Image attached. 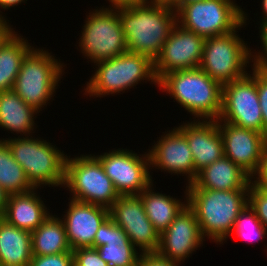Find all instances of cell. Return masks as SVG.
Segmentation results:
<instances>
[{
  "label": "cell",
  "mask_w": 267,
  "mask_h": 266,
  "mask_svg": "<svg viewBox=\"0 0 267 266\" xmlns=\"http://www.w3.org/2000/svg\"><path fill=\"white\" fill-rule=\"evenodd\" d=\"M130 52L146 55L153 61L177 23L172 6L148 2L117 9Z\"/></svg>",
  "instance_id": "cell-1"
},
{
  "label": "cell",
  "mask_w": 267,
  "mask_h": 266,
  "mask_svg": "<svg viewBox=\"0 0 267 266\" xmlns=\"http://www.w3.org/2000/svg\"><path fill=\"white\" fill-rule=\"evenodd\" d=\"M186 190L187 205L196 215L202 236L219 244L226 242L236 218L249 203V190Z\"/></svg>",
  "instance_id": "cell-2"
},
{
  "label": "cell",
  "mask_w": 267,
  "mask_h": 266,
  "mask_svg": "<svg viewBox=\"0 0 267 266\" xmlns=\"http://www.w3.org/2000/svg\"><path fill=\"white\" fill-rule=\"evenodd\" d=\"M158 87L169 93L195 120L219 119L223 85L199 67L165 74L158 81Z\"/></svg>",
  "instance_id": "cell-3"
},
{
  "label": "cell",
  "mask_w": 267,
  "mask_h": 266,
  "mask_svg": "<svg viewBox=\"0 0 267 266\" xmlns=\"http://www.w3.org/2000/svg\"><path fill=\"white\" fill-rule=\"evenodd\" d=\"M98 67L89 82L85 93L89 97H103L110 94L125 92L136 86L139 81L148 80L158 85L154 70V61L142 54L127 51L111 59L96 63Z\"/></svg>",
  "instance_id": "cell-4"
},
{
  "label": "cell",
  "mask_w": 267,
  "mask_h": 266,
  "mask_svg": "<svg viewBox=\"0 0 267 266\" xmlns=\"http://www.w3.org/2000/svg\"><path fill=\"white\" fill-rule=\"evenodd\" d=\"M9 146L13 158L22 166L35 188L64 186L67 154L49 141L32 136L0 139ZM51 185V186H50Z\"/></svg>",
  "instance_id": "cell-5"
},
{
  "label": "cell",
  "mask_w": 267,
  "mask_h": 266,
  "mask_svg": "<svg viewBox=\"0 0 267 266\" xmlns=\"http://www.w3.org/2000/svg\"><path fill=\"white\" fill-rule=\"evenodd\" d=\"M63 67V63L44 48H33L22 62L13 90L26 104L40 112L56 92L64 75Z\"/></svg>",
  "instance_id": "cell-6"
},
{
  "label": "cell",
  "mask_w": 267,
  "mask_h": 266,
  "mask_svg": "<svg viewBox=\"0 0 267 266\" xmlns=\"http://www.w3.org/2000/svg\"><path fill=\"white\" fill-rule=\"evenodd\" d=\"M247 14L243 11V23L231 33L205 38L199 68L222 85L244 77L247 64L252 62V49L237 35L246 25ZM246 67V68H245Z\"/></svg>",
  "instance_id": "cell-7"
},
{
  "label": "cell",
  "mask_w": 267,
  "mask_h": 266,
  "mask_svg": "<svg viewBox=\"0 0 267 266\" xmlns=\"http://www.w3.org/2000/svg\"><path fill=\"white\" fill-rule=\"evenodd\" d=\"M64 187L72 200L110 208L118 199L112 180L95 155L66 157Z\"/></svg>",
  "instance_id": "cell-8"
},
{
  "label": "cell",
  "mask_w": 267,
  "mask_h": 266,
  "mask_svg": "<svg viewBox=\"0 0 267 266\" xmlns=\"http://www.w3.org/2000/svg\"><path fill=\"white\" fill-rule=\"evenodd\" d=\"M176 21L204 38L220 36L243 23V9L234 0L193 1L176 11Z\"/></svg>",
  "instance_id": "cell-9"
},
{
  "label": "cell",
  "mask_w": 267,
  "mask_h": 266,
  "mask_svg": "<svg viewBox=\"0 0 267 266\" xmlns=\"http://www.w3.org/2000/svg\"><path fill=\"white\" fill-rule=\"evenodd\" d=\"M103 7L88 13L79 39L80 52L93 63L128 51L117 9Z\"/></svg>",
  "instance_id": "cell-10"
},
{
  "label": "cell",
  "mask_w": 267,
  "mask_h": 266,
  "mask_svg": "<svg viewBox=\"0 0 267 266\" xmlns=\"http://www.w3.org/2000/svg\"><path fill=\"white\" fill-rule=\"evenodd\" d=\"M252 71V74L247 73L242 78L223 84L219 119L264 134L256 69L252 68Z\"/></svg>",
  "instance_id": "cell-11"
},
{
  "label": "cell",
  "mask_w": 267,
  "mask_h": 266,
  "mask_svg": "<svg viewBox=\"0 0 267 266\" xmlns=\"http://www.w3.org/2000/svg\"><path fill=\"white\" fill-rule=\"evenodd\" d=\"M95 157L119 195H139L153 183L148 152L140 155L119 148Z\"/></svg>",
  "instance_id": "cell-12"
},
{
  "label": "cell",
  "mask_w": 267,
  "mask_h": 266,
  "mask_svg": "<svg viewBox=\"0 0 267 266\" xmlns=\"http://www.w3.org/2000/svg\"><path fill=\"white\" fill-rule=\"evenodd\" d=\"M109 218L123 229L141 254L156 253L160 233L147 218L139 195H119L109 208Z\"/></svg>",
  "instance_id": "cell-13"
},
{
  "label": "cell",
  "mask_w": 267,
  "mask_h": 266,
  "mask_svg": "<svg viewBox=\"0 0 267 266\" xmlns=\"http://www.w3.org/2000/svg\"><path fill=\"white\" fill-rule=\"evenodd\" d=\"M204 43L203 36L186 30L176 23L162 51L154 60V70L158 81L170 72L199 67Z\"/></svg>",
  "instance_id": "cell-14"
},
{
  "label": "cell",
  "mask_w": 267,
  "mask_h": 266,
  "mask_svg": "<svg viewBox=\"0 0 267 266\" xmlns=\"http://www.w3.org/2000/svg\"><path fill=\"white\" fill-rule=\"evenodd\" d=\"M199 223L194 211L186 205L173 222L160 233L156 254L162 258L181 264L203 246Z\"/></svg>",
  "instance_id": "cell-15"
},
{
  "label": "cell",
  "mask_w": 267,
  "mask_h": 266,
  "mask_svg": "<svg viewBox=\"0 0 267 266\" xmlns=\"http://www.w3.org/2000/svg\"><path fill=\"white\" fill-rule=\"evenodd\" d=\"M217 124L223 140L224 156L252 177L258 169L267 137L220 119H217Z\"/></svg>",
  "instance_id": "cell-16"
},
{
  "label": "cell",
  "mask_w": 267,
  "mask_h": 266,
  "mask_svg": "<svg viewBox=\"0 0 267 266\" xmlns=\"http://www.w3.org/2000/svg\"><path fill=\"white\" fill-rule=\"evenodd\" d=\"M157 143V144H156ZM148 149L150 168L161 169L174 175H186L188 185L194 181L193 155L185 135L177 128L164 135Z\"/></svg>",
  "instance_id": "cell-17"
},
{
  "label": "cell",
  "mask_w": 267,
  "mask_h": 266,
  "mask_svg": "<svg viewBox=\"0 0 267 266\" xmlns=\"http://www.w3.org/2000/svg\"><path fill=\"white\" fill-rule=\"evenodd\" d=\"M186 137L193 155L194 180L197 173L224 156L217 120H193L177 127Z\"/></svg>",
  "instance_id": "cell-18"
},
{
  "label": "cell",
  "mask_w": 267,
  "mask_h": 266,
  "mask_svg": "<svg viewBox=\"0 0 267 266\" xmlns=\"http://www.w3.org/2000/svg\"><path fill=\"white\" fill-rule=\"evenodd\" d=\"M63 224L71 250L93 247L100 225L109 217V209L100 205L69 199Z\"/></svg>",
  "instance_id": "cell-19"
},
{
  "label": "cell",
  "mask_w": 267,
  "mask_h": 266,
  "mask_svg": "<svg viewBox=\"0 0 267 266\" xmlns=\"http://www.w3.org/2000/svg\"><path fill=\"white\" fill-rule=\"evenodd\" d=\"M93 248L109 266H138L142 256L129 241L123 229L109 217L95 234Z\"/></svg>",
  "instance_id": "cell-20"
},
{
  "label": "cell",
  "mask_w": 267,
  "mask_h": 266,
  "mask_svg": "<svg viewBox=\"0 0 267 266\" xmlns=\"http://www.w3.org/2000/svg\"><path fill=\"white\" fill-rule=\"evenodd\" d=\"M251 177L233 161L223 156L201 169L186 189L249 190Z\"/></svg>",
  "instance_id": "cell-21"
},
{
  "label": "cell",
  "mask_w": 267,
  "mask_h": 266,
  "mask_svg": "<svg viewBox=\"0 0 267 266\" xmlns=\"http://www.w3.org/2000/svg\"><path fill=\"white\" fill-rule=\"evenodd\" d=\"M36 190L34 188L26 193L8 195L2 219L29 232L37 229L50 213Z\"/></svg>",
  "instance_id": "cell-22"
},
{
  "label": "cell",
  "mask_w": 267,
  "mask_h": 266,
  "mask_svg": "<svg viewBox=\"0 0 267 266\" xmlns=\"http://www.w3.org/2000/svg\"><path fill=\"white\" fill-rule=\"evenodd\" d=\"M38 111L26 104L14 90L0 91V127L13 133L30 136ZM35 116V117H34ZM35 118V119H34Z\"/></svg>",
  "instance_id": "cell-23"
},
{
  "label": "cell",
  "mask_w": 267,
  "mask_h": 266,
  "mask_svg": "<svg viewBox=\"0 0 267 266\" xmlns=\"http://www.w3.org/2000/svg\"><path fill=\"white\" fill-rule=\"evenodd\" d=\"M31 259V232L0 218V266H29Z\"/></svg>",
  "instance_id": "cell-24"
},
{
  "label": "cell",
  "mask_w": 267,
  "mask_h": 266,
  "mask_svg": "<svg viewBox=\"0 0 267 266\" xmlns=\"http://www.w3.org/2000/svg\"><path fill=\"white\" fill-rule=\"evenodd\" d=\"M11 30L0 42V91L12 90L25 56L34 48Z\"/></svg>",
  "instance_id": "cell-25"
},
{
  "label": "cell",
  "mask_w": 267,
  "mask_h": 266,
  "mask_svg": "<svg viewBox=\"0 0 267 266\" xmlns=\"http://www.w3.org/2000/svg\"><path fill=\"white\" fill-rule=\"evenodd\" d=\"M153 183H151L139 196L142 200L147 218L151 221L154 228L163 232L187 205V190H185L186 199L184 202L170 195L154 192Z\"/></svg>",
  "instance_id": "cell-26"
},
{
  "label": "cell",
  "mask_w": 267,
  "mask_h": 266,
  "mask_svg": "<svg viewBox=\"0 0 267 266\" xmlns=\"http://www.w3.org/2000/svg\"><path fill=\"white\" fill-rule=\"evenodd\" d=\"M55 216L50 214L37 229L31 232L32 256L73 252L62 219Z\"/></svg>",
  "instance_id": "cell-27"
},
{
  "label": "cell",
  "mask_w": 267,
  "mask_h": 266,
  "mask_svg": "<svg viewBox=\"0 0 267 266\" xmlns=\"http://www.w3.org/2000/svg\"><path fill=\"white\" fill-rule=\"evenodd\" d=\"M0 186L8 195L22 194L35 187L27 179L22 166L13 158L9 146L0 140Z\"/></svg>",
  "instance_id": "cell-28"
},
{
  "label": "cell",
  "mask_w": 267,
  "mask_h": 266,
  "mask_svg": "<svg viewBox=\"0 0 267 266\" xmlns=\"http://www.w3.org/2000/svg\"><path fill=\"white\" fill-rule=\"evenodd\" d=\"M237 235V238L247 241V243H256L267 236V229L258 219L256 212L248 204L238 215L234 222L231 234ZM261 239V240H260Z\"/></svg>",
  "instance_id": "cell-29"
},
{
  "label": "cell",
  "mask_w": 267,
  "mask_h": 266,
  "mask_svg": "<svg viewBox=\"0 0 267 266\" xmlns=\"http://www.w3.org/2000/svg\"><path fill=\"white\" fill-rule=\"evenodd\" d=\"M248 204L256 212L258 219L267 229V190L257 187L250 182Z\"/></svg>",
  "instance_id": "cell-30"
},
{
  "label": "cell",
  "mask_w": 267,
  "mask_h": 266,
  "mask_svg": "<svg viewBox=\"0 0 267 266\" xmlns=\"http://www.w3.org/2000/svg\"><path fill=\"white\" fill-rule=\"evenodd\" d=\"M73 266H109L101 257L96 248L82 247L73 250Z\"/></svg>",
  "instance_id": "cell-31"
},
{
  "label": "cell",
  "mask_w": 267,
  "mask_h": 266,
  "mask_svg": "<svg viewBox=\"0 0 267 266\" xmlns=\"http://www.w3.org/2000/svg\"><path fill=\"white\" fill-rule=\"evenodd\" d=\"M73 252H64L45 256H32L29 266H73Z\"/></svg>",
  "instance_id": "cell-32"
},
{
  "label": "cell",
  "mask_w": 267,
  "mask_h": 266,
  "mask_svg": "<svg viewBox=\"0 0 267 266\" xmlns=\"http://www.w3.org/2000/svg\"><path fill=\"white\" fill-rule=\"evenodd\" d=\"M259 35L261 39V49L259 52L252 55V65L253 69L261 72H267V23L261 24L259 27Z\"/></svg>",
  "instance_id": "cell-33"
},
{
  "label": "cell",
  "mask_w": 267,
  "mask_h": 266,
  "mask_svg": "<svg viewBox=\"0 0 267 266\" xmlns=\"http://www.w3.org/2000/svg\"><path fill=\"white\" fill-rule=\"evenodd\" d=\"M256 84L263 118L264 135L267 137V72L256 70Z\"/></svg>",
  "instance_id": "cell-34"
},
{
  "label": "cell",
  "mask_w": 267,
  "mask_h": 266,
  "mask_svg": "<svg viewBox=\"0 0 267 266\" xmlns=\"http://www.w3.org/2000/svg\"><path fill=\"white\" fill-rule=\"evenodd\" d=\"M251 183L267 190V144L263 149L258 169L251 177Z\"/></svg>",
  "instance_id": "cell-35"
},
{
  "label": "cell",
  "mask_w": 267,
  "mask_h": 266,
  "mask_svg": "<svg viewBox=\"0 0 267 266\" xmlns=\"http://www.w3.org/2000/svg\"><path fill=\"white\" fill-rule=\"evenodd\" d=\"M179 263L172 262L160 257L156 253L142 254L138 266H178Z\"/></svg>",
  "instance_id": "cell-36"
},
{
  "label": "cell",
  "mask_w": 267,
  "mask_h": 266,
  "mask_svg": "<svg viewBox=\"0 0 267 266\" xmlns=\"http://www.w3.org/2000/svg\"><path fill=\"white\" fill-rule=\"evenodd\" d=\"M112 5L111 9H121L131 6H139L145 3H148L149 0H108Z\"/></svg>",
  "instance_id": "cell-37"
},
{
  "label": "cell",
  "mask_w": 267,
  "mask_h": 266,
  "mask_svg": "<svg viewBox=\"0 0 267 266\" xmlns=\"http://www.w3.org/2000/svg\"><path fill=\"white\" fill-rule=\"evenodd\" d=\"M8 21V22H7ZM14 28L9 24V20L5 17H0V42L6 37V35Z\"/></svg>",
  "instance_id": "cell-38"
},
{
  "label": "cell",
  "mask_w": 267,
  "mask_h": 266,
  "mask_svg": "<svg viewBox=\"0 0 267 266\" xmlns=\"http://www.w3.org/2000/svg\"><path fill=\"white\" fill-rule=\"evenodd\" d=\"M27 0H0V9H10L11 7L17 6L18 4H21L22 2H25Z\"/></svg>",
  "instance_id": "cell-39"
},
{
  "label": "cell",
  "mask_w": 267,
  "mask_h": 266,
  "mask_svg": "<svg viewBox=\"0 0 267 266\" xmlns=\"http://www.w3.org/2000/svg\"><path fill=\"white\" fill-rule=\"evenodd\" d=\"M8 199V194L4 191V189L0 186V218L3 217V213L6 207Z\"/></svg>",
  "instance_id": "cell-40"
},
{
  "label": "cell",
  "mask_w": 267,
  "mask_h": 266,
  "mask_svg": "<svg viewBox=\"0 0 267 266\" xmlns=\"http://www.w3.org/2000/svg\"><path fill=\"white\" fill-rule=\"evenodd\" d=\"M262 4V7H261V9L263 10L262 11V15H263V17L261 18V22H260V25L261 24H264V23H267V0H262V2H261Z\"/></svg>",
  "instance_id": "cell-41"
},
{
  "label": "cell",
  "mask_w": 267,
  "mask_h": 266,
  "mask_svg": "<svg viewBox=\"0 0 267 266\" xmlns=\"http://www.w3.org/2000/svg\"><path fill=\"white\" fill-rule=\"evenodd\" d=\"M150 2L167 5V6H174L179 0H149Z\"/></svg>",
  "instance_id": "cell-42"
},
{
  "label": "cell",
  "mask_w": 267,
  "mask_h": 266,
  "mask_svg": "<svg viewBox=\"0 0 267 266\" xmlns=\"http://www.w3.org/2000/svg\"><path fill=\"white\" fill-rule=\"evenodd\" d=\"M193 1H203V0H179L174 6L173 9L177 11L181 6L193 2Z\"/></svg>",
  "instance_id": "cell-43"
}]
</instances>
